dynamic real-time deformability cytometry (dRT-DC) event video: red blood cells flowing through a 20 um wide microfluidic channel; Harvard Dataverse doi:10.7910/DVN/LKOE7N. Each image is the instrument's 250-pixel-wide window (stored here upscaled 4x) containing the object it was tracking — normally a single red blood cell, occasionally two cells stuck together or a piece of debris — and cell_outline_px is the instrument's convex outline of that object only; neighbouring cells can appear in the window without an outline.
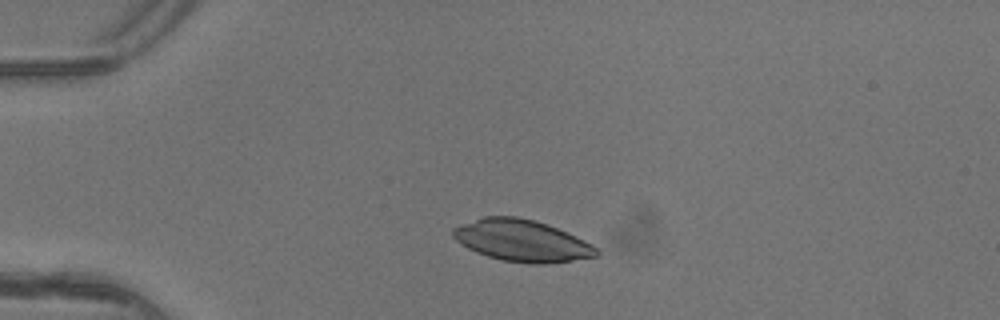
{"species": "common noctule bat (a hibernating species)", "species_latin": "Nyctalus noctula", "temperature_condition": "warm", "stored_images_in_passage": 3, "camera_frame_rate_fps": 3000, "um_per_image_px": 0.085, "animal": {"sex": "female"}, "frame": {"image": 1, "passage_image": 1, "time_ms": 0.0, "image_size_px": [1000, 320], "cell_outline_px": [[600, 256], [544, 264], [528, 264], [500, 260], [476, 252], [468, 248], [456, 240], [452, 236], [452, 228], [484, 216], [516, 216], [548, 224], [584, 240], [592, 244], [600, 252]], "centroid_in_image_um": [44.36, 20.46], "position_along_channel_um": 40.6, "area_um2": 34.8}}